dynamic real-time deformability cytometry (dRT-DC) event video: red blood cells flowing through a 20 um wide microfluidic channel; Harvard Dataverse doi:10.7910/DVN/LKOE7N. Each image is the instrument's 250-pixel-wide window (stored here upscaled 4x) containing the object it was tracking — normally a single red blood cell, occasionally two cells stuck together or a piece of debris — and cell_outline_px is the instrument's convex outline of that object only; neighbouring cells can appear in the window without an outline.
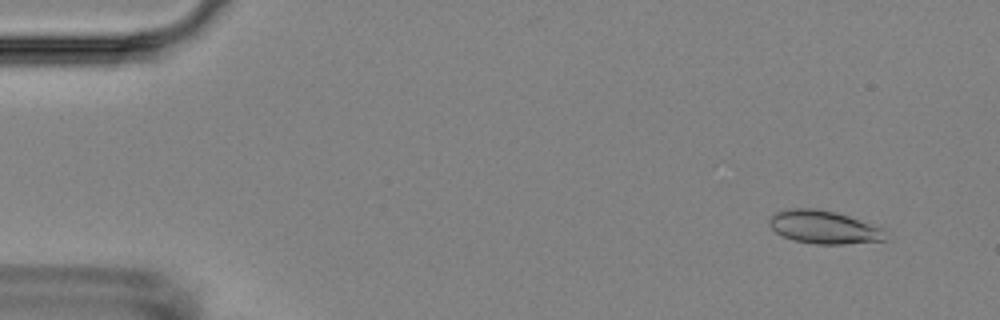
{"species": "Egyptian fruit bat (a non-hibernating species)", "species_latin": "Rousettus aegyptiacus", "temperature_condition": "room temperature", "stored_images_in_passage": 8, "camera_frame_rate_fps": 3000, "um_per_image_px": 0.085, "animal": {"sex": "female"}, "frame": {"image": 1, "passage_image": 1, "time_ms": 0.0, "image_size_px": [1000, 320], "cell_outline_px": [[888, 240], [844, 244], [816, 244], [796, 240], [784, 236], [776, 232], [768, 224], [768, 220], [776, 212], [788, 208], [816, 208], [836, 212], [848, 216], [880, 228]], "centroid_in_image_um": [69.98, 19.3], "position_along_channel_um": 15.0, "area_um2": 22.08}}
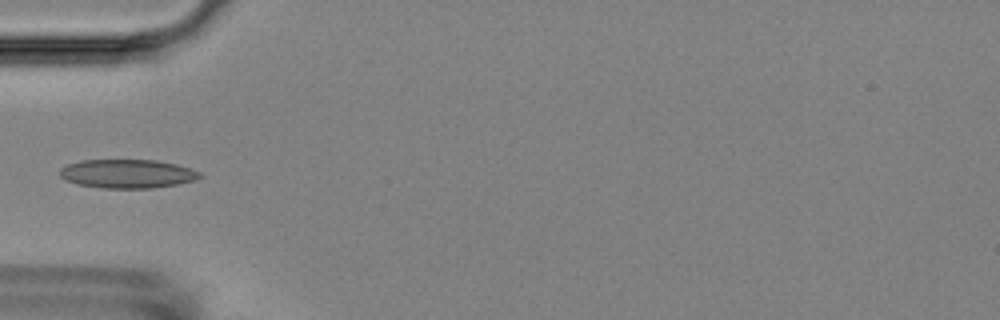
{"frame": {"image": 2, "passage_image": 5, "time_ms": 4.667, "image_size_px": [1000, 320], "cell_outline_px": [[204, 176], [196, 180], [176, 184], [152, 188], [100, 188], [76, 184], [64, 180], [60, 176], [60, 168], [68, 164], [80, 160], [156, 160], [176, 164], [200, 172]], "centroid_in_image_um": [10.8, 14.77], "position_along_channel_um": 74.2, "area_um2": 23.58}}
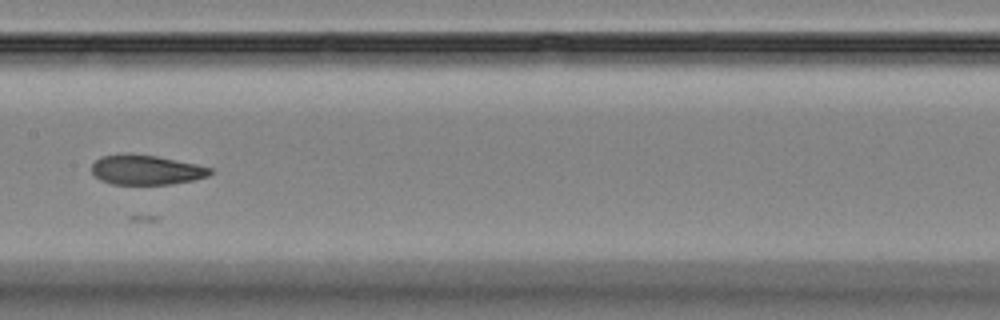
{"frame": {"image": 3, "passage_image": 8, "time_ms": 8.0, "image_size_px": [1000, 320], "cell_outline_px": [[212, 172], [208, 176], [192, 180], [172, 184], [112, 184], [100, 180], [92, 172], [92, 164], [100, 156], [156, 156], [196, 164], [212, 168]], "centroid_in_image_um": [12.45, 14.47], "position_along_channel_um": 194.9, "area_um2": 19.83}}